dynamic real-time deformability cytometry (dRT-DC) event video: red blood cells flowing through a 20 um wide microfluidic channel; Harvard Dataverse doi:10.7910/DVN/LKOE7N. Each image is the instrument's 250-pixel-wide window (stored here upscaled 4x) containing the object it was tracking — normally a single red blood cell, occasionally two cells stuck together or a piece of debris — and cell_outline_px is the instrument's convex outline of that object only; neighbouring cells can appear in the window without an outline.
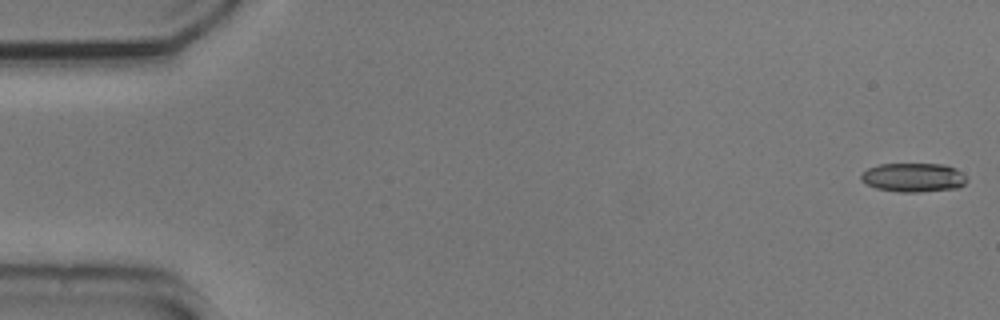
{"species": "common noctule bat (a hibernating species)", "species_latin": "Nyctalus noctula", "temperature_condition": "cold", "stored_images_in_passage": 54, "camera_frame_rate_fps": 3000, "um_per_image_px": 0.085, "animal": {"sex": "male", "body_mass_g": 20.5, "forearm_length_mm": 52.5}, "frame": {"image": 1, "passage_image": 1, "time_ms": 0.0, "image_size_px": [1000, 320], "cell_outline_px": [[968, 180], [960, 188], [916, 192], [900, 192], [876, 188], [860, 180], [860, 176], [868, 168], [880, 164], [940, 164], [952, 168], [968, 176]], "centroid_in_image_um": [77.65, 15.09], "position_along_channel_um": 7.3, "area_um2": 17.74}}
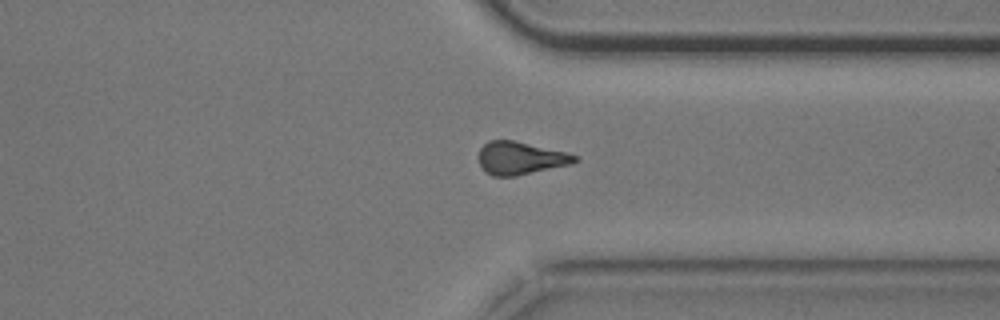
{"frame": {"image": 2, "passage_image": 41, "time_ms": 13.333, "image_size_px": [1000, 320], "cell_outline_px": [[580, 160], [572, 164], [516, 176], [492, 176], [484, 172], [480, 164], [480, 148], [488, 140], [512, 140], [564, 152], [580, 156]], "centroid_in_image_um": [44.25, 13.45], "position_along_channel_um": 367.2, "area_um2": 18.32}}
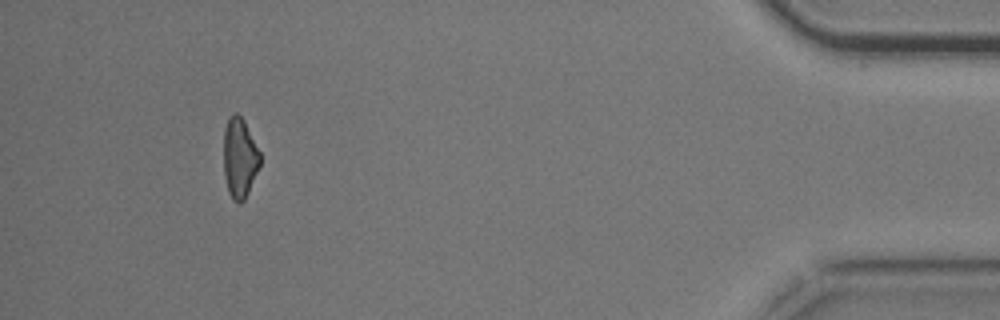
{"frame": {"image": 3, "passage_image": 50, "time_ms": 16.333, "image_size_px": [1000, 320], "cell_outline_px": [[260, 164], [248, 192], [244, 200], [240, 204], [232, 200], [228, 192], [224, 176], [224, 128], [228, 116], [232, 112], [236, 112], [244, 120], [260, 152]], "centroid_in_image_um": [20.35, 13.4], "position_along_channel_um": 414.9, "area_um2": 17.11}, "authors_computed_cell_mechanics": {"area_um2": 18.7561, "velocity_mm_per_s": 3.7498, "shape_relaxation_time_tau1_ms": 5.9755, "shape_relaxation_time_tau2_ms": 2.693, "deformation_change_tau1": 0.1741, "deformation_change_tau2": 0.1106}}